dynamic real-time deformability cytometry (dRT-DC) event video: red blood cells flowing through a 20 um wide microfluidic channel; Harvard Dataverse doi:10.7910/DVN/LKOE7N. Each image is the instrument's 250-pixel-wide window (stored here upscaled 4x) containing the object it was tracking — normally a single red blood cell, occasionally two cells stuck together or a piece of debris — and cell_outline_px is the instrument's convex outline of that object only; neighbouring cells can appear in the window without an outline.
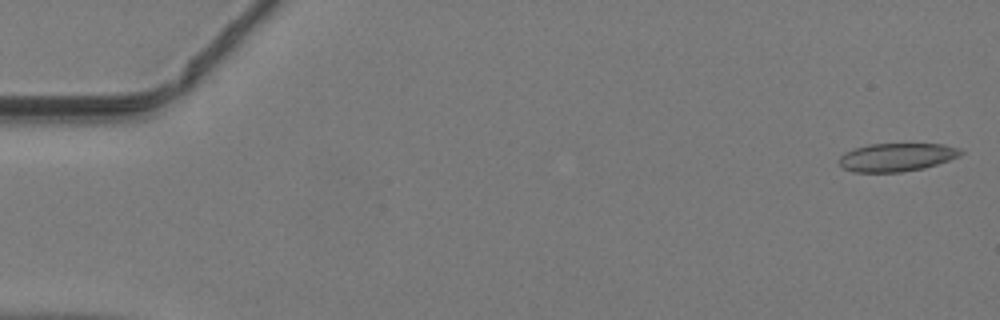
{"species": "common noctule bat (a hibernating species)", "species_latin": "Nyctalus noctula", "temperature_condition": "warm", "stored_images_in_passage": 47, "camera_frame_rate_fps": 3000, "um_per_image_px": 0.085, "animal": {"sex": "male", "body_mass_g": 19.2, "forearm_length_mm": 51.8}, "frame": {"image": 1, "passage_image": 1, "time_ms": 0.0, "image_size_px": [1000, 320], "cell_outline_px": [[964, 152], [960, 156], [924, 168], [900, 172], [852, 172], [844, 168], [840, 164], [840, 156], [844, 152], [852, 148], [868, 144], [944, 144], [960, 148]], "centroid_in_image_um": [76.21, 13.35], "position_along_channel_um": 8.8, "area_um2": 20.06}}
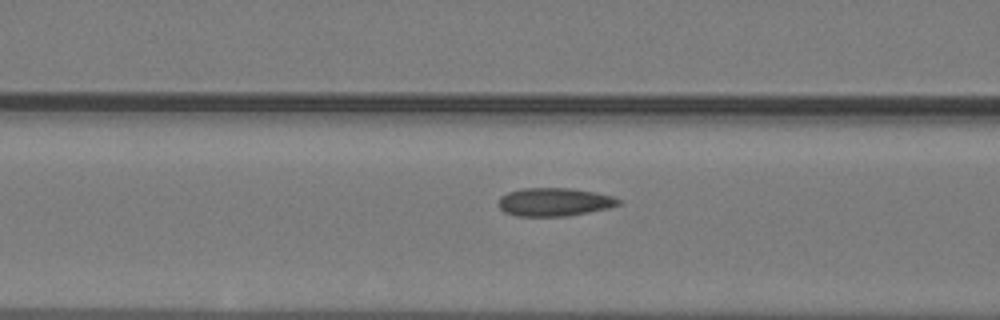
{"frame": {"image": 2, "passage_image": 19, "time_ms": 6.0, "image_size_px": [1000, 320], "cell_outline_px": [[620, 204], [608, 208], [568, 216], [516, 216], [504, 212], [500, 208], [500, 196], [508, 192], [524, 188], [568, 188], [596, 192], [612, 196], [620, 200]], "centroid_in_image_um": [47.11, 17.17], "position_along_channel_um": 119.5, "area_um2": 19.65}}
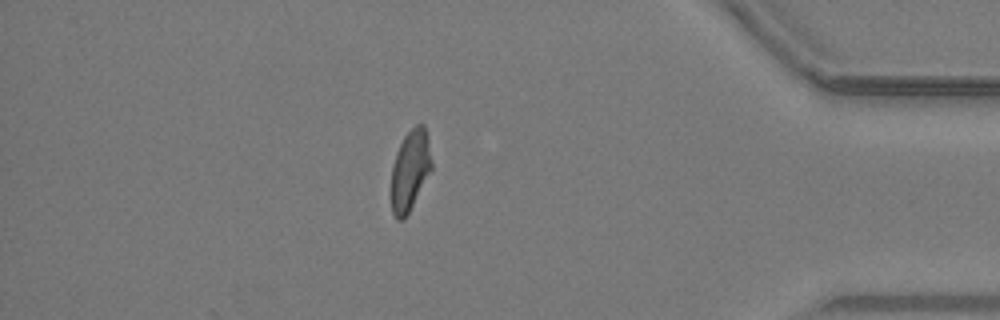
{"frame": {"image": 3, "passage_image": 41, "time_ms": 13.333, "image_size_px": [1000, 320], "cell_outline_px": [[432, 168], [404, 220], [396, 220], [392, 212], [392, 164], [396, 152], [404, 136], [416, 124], [424, 124], [428, 136], [432, 164]], "centroid_in_image_um": [34.86, 14.45], "position_along_channel_um": 400.3, "area_um2": 18.79}}